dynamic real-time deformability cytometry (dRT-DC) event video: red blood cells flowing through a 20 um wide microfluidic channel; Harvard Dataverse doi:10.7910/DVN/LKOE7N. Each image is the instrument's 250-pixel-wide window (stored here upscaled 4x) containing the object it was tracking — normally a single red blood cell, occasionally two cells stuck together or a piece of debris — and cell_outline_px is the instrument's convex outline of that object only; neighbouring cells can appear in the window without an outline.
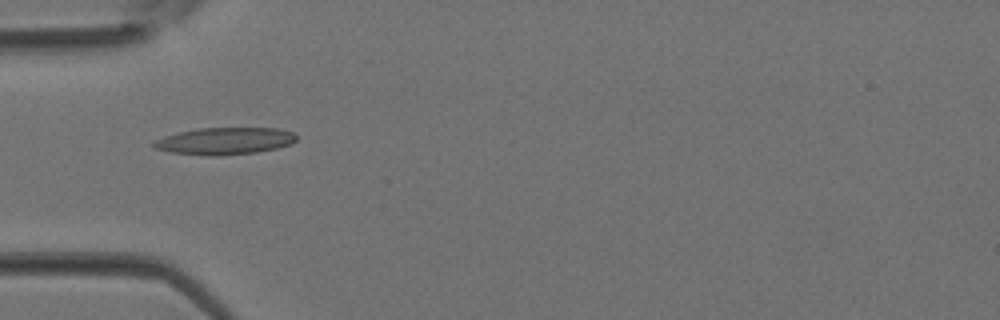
{"species": "Egyptian fruit bat (a non-hibernating species)", "species_latin": "Rousettus aegyptiacus", "temperature_condition": "room temperature", "stored_images_in_passage": 3, "camera_frame_rate_fps": 3000, "um_per_image_px": 0.085, "animal": {"sex": "female"}, "frame": {"image": 1, "passage_image": 3, "time_ms": 0.667, "image_size_px": [1000, 320], "cell_outline_px": [[296, 140], [292, 144], [276, 148], [256, 152], [216, 156], [212, 156], [172, 152], [156, 148], [152, 144], [152, 140], [164, 136], [180, 132], [200, 128], [276, 128], [292, 132], [296, 136]], "centroid_in_image_um": [19.1, 11.98], "position_along_channel_um": 65.9, "area_um2": 22.31}}